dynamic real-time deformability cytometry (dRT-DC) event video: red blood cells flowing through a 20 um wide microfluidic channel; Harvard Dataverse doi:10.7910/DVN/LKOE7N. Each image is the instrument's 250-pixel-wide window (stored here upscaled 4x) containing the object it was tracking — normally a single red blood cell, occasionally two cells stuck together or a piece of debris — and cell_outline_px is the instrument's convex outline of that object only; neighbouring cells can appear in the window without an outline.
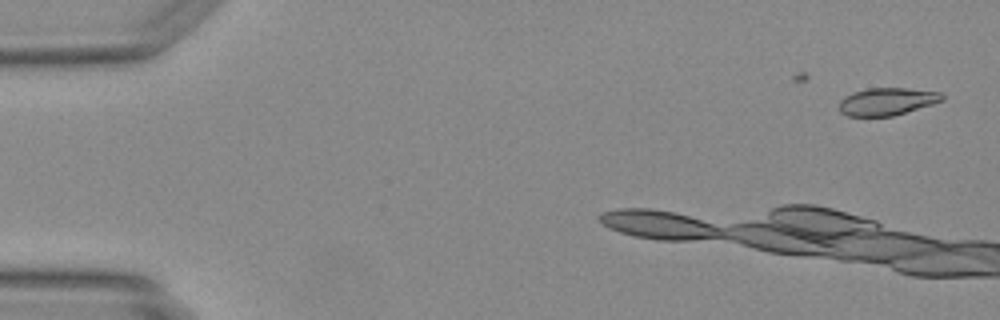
{"species": "Egyptian fruit bat (a non-hibernating species)", "species_latin": "Rousettus aegyptiacus", "temperature_condition": "warm", "stored_images_in_passage": 6, "camera_frame_rate_fps": 3000, "um_per_image_px": 0.085, "animal": {"sex": "female"}, "frame": {"image": 1, "passage_image": 1, "time_ms": 0.0, "image_size_px": [1000, 320], "cell_outline_px": [[944, 100], [932, 104], [892, 116], [848, 116], [840, 112], [840, 100], [844, 96], [852, 92], [868, 88], [904, 88], [940, 92], [944, 96]], "centroid_in_image_um": [75.37, 8.62], "position_along_channel_um": 9.6, "area_um2": 16.42}}